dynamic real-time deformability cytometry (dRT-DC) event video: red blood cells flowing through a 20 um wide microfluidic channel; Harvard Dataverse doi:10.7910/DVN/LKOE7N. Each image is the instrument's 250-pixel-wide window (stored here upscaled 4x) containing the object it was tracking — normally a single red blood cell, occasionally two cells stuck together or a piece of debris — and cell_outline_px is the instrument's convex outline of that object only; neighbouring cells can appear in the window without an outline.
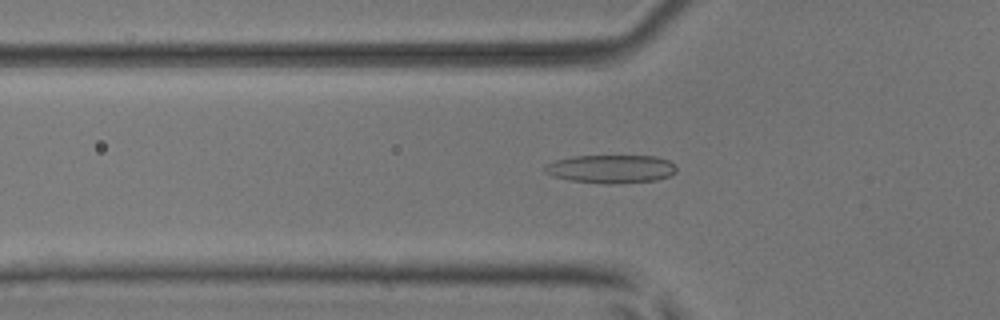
{"species": "common noctule bat (a hibernating species)", "species_latin": "Nyctalus noctula", "temperature_condition": "room temperature", "stored_images_in_passage": 52, "camera_frame_rate_fps": 3000, "um_per_image_px": 0.085, "animal": {"sex": "male", "body_mass_g": 17.9, "forearm_length_mm": 54.2}, "frame": {"image": 1, "passage_image": 17, "time_ms": 5.333, "image_size_px": [1000, 320], "cell_outline_px": [[676, 172], [668, 176], [656, 180], [612, 184], [604, 184], [572, 180], [552, 176], [544, 172], [544, 168], [548, 164], [556, 160], [572, 156], [656, 156], [668, 160], [676, 168]], "centroid_in_image_um": [51.93, 14.36], "position_along_channel_um": 73.9, "area_um2": 21.56}}
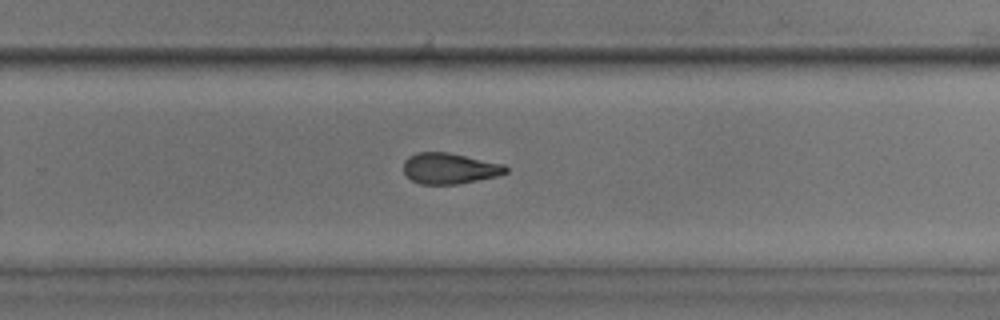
{"frame": {"image": 2, "passage_image": 34, "time_ms": 11.0, "image_size_px": [1000, 320], "cell_outline_px": [[508, 172], [496, 176], [456, 184], [420, 184], [412, 180], [404, 172], [404, 160], [408, 156], [416, 152], [448, 152], [504, 164], [508, 168]], "centroid_in_image_um": [38.2, 14.3], "position_along_channel_um": 291.6, "area_um2": 18.32}}
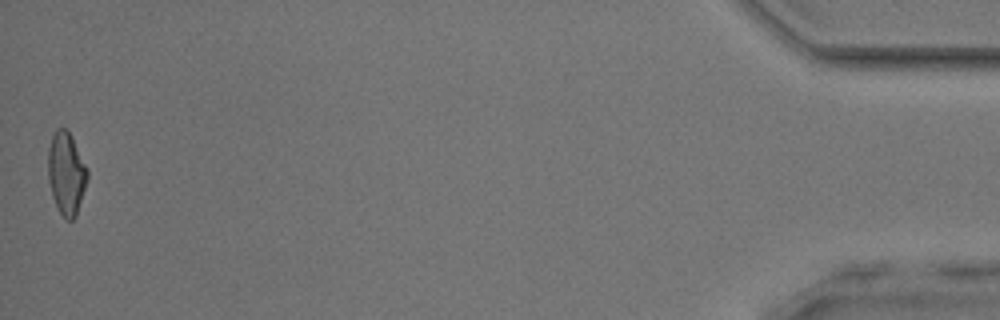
{"frame": {"image": 3, "passage_image": 52, "time_ms": 17.0, "image_size_px": [1000, 320], "cell_outline_px": [[88, 176], [76, 216], [72, 220], [68, 220], [60, 212], [52, 196], [48, 180], [48, 148], [52, 136], [56, 128], [68, 128], [88, 168]], "centroid_in_image_um": [5.63, 14.68], "position_along_channel_um": 429.6, "area_um2": 18.96}, "authors_computed_cell_mechanics": {"area_um2": 19.3919, "velocity_mm_per_s": 3.8484, "shape_relaxation_time_tau1_ms": null, "shape_relaxation_time_tau2_ms": 3.8941, "deformation_change_tau1": null, "deformation_change_tau2": 0.1208}}